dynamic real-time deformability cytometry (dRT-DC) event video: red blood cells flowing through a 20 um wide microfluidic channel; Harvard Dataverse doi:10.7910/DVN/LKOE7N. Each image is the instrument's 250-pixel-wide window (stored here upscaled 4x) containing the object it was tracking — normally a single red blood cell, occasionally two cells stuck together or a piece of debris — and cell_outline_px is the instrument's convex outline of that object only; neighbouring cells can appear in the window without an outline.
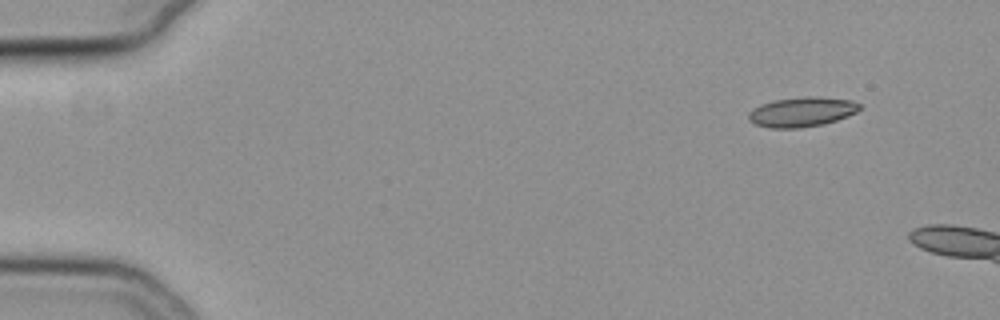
{"species": "common noctule bat (a hibernating species)", "species_latin": "Nyctalus noctula", "temperature_condition": "cold", "stored_images_in_passage": 8, "camera_frame_rate_fps": 3000, "um_per_image_px": 0.085, "animal": {"sex": "female", "body_mass_g": 19.3, "forearm_length_mm": 54.1}, "frame": {"image": 1, "passage_image": 1, "time_ms": 0.0, "image_size_px": [1000, 320], "cell_outline_px": [[860, 108], [856, 112], [848, 116], [824, 124], [800, 128], [768, 128], [756, 124], [748, 120], [748, 112], [752, 108], [760, 104], [776, 100], [804, 96], [808, 96], [852, 100], [860, 104]], "centroid_in_image_um": [68.12, 9.52], "position_along_channel_um": 16.9, "area_um2": 19.25}}